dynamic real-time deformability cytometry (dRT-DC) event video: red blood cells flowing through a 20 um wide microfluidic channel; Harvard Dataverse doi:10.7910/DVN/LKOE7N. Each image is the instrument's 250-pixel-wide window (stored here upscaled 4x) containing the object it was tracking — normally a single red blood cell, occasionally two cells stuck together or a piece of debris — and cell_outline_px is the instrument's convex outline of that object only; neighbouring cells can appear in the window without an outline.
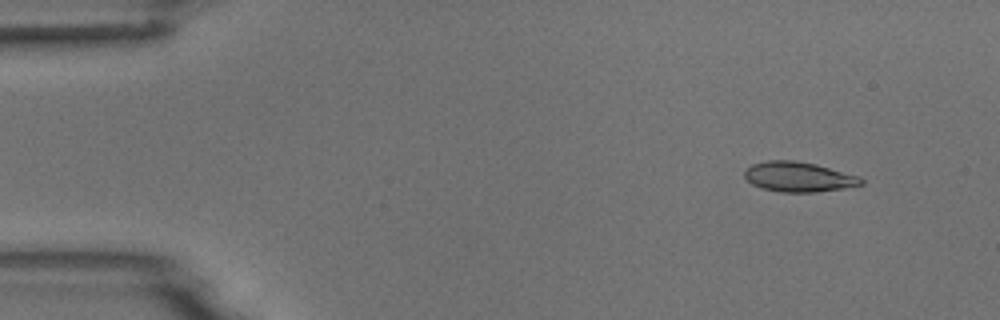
{"species": "common noctule bat (a hibernating species)", "species_latin": "Nyctalus noctula", "temperature_condition": "room temperature", "stored_images_in_passage": 5, "camera_frame_rate_fps": 3000, "um_per_image_px": 0.085, "animal": {"sex": "male", "body_mass_g": 18.8}, "frame": {"image": 1, "passage_image": 2, "time_ms": 1.333, "image_size_px": [1000, 320], "cell_outline_px": [[864, 184], [844, 188], [816, 192], [780, 192], [764, 188], [752, 184], [744, 176], [744, 168], [752, 164], [768, 160], [796, 160], [816, 164], [860, 176], [864, 180]], "centroid_in_image_um": [67.89, 15.02], "position_along_channel_um": 17.1, "area_um2": 20.46}}
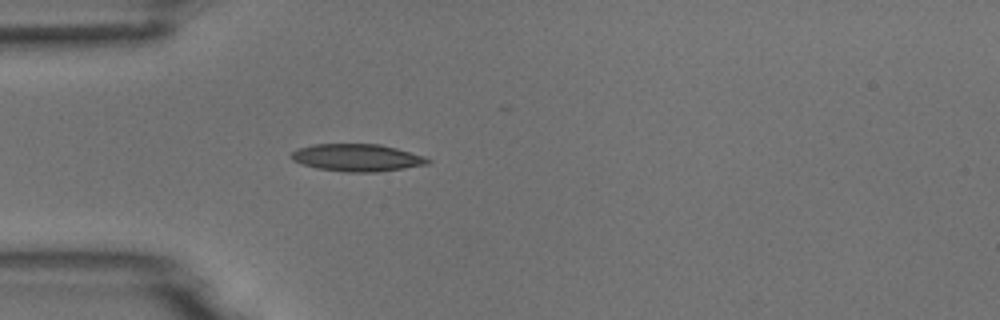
{"frame": {"image": 2, "passage_image": 5, "time_ms": 4.667, "image_size_px": [1000, 320], "cell_outline_px": [[432, 160], [428, 164], [404, 168], [376, 172], [344, 172], [316, 168], [292, 160], [292, 152], [300, 148], [312, 144], [380, 144], [396, 148]], "centroid_in_image_um": [30.33, 13.4], "position_along_channel_um": 54.7, "area_um2": 21.44}}